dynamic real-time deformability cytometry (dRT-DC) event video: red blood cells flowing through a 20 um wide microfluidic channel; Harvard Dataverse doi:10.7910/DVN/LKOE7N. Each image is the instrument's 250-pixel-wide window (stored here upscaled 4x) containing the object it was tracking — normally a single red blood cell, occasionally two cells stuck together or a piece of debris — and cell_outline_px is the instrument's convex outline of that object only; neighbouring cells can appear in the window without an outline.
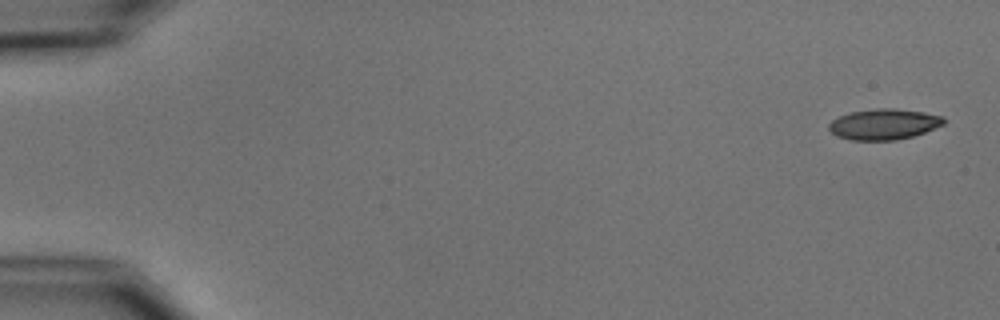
{"species": "common noctule bat (a hibernating species)", "species_latin": "Nyctalus noctula", "temperature_condition": "cold", "stored_images_in_passage": 6, "camera_frame_rate_fps": 3000, "um_per_image_px": 0.085, "animal": {"sex": "male", "body_mass_g": 15.6}, "frame": {"image": 1, "passage_image": 1, "time_ms": 0.0, "image_size_px": [1000, 320], "cell_outline_px": [[948, 120], [944, 124], [924, 132], [912, 136], [896, 140], [852, 140], [836, 136], [828, 128], [828, 124], [832, 120], [848, 112], [876, 108], [892, 108], [924, 112], [944, 116]], "centroid_in_image_um": [75.14, 10.55], "position_along_channel_um": 9.9, "area_um2": 20.69}}
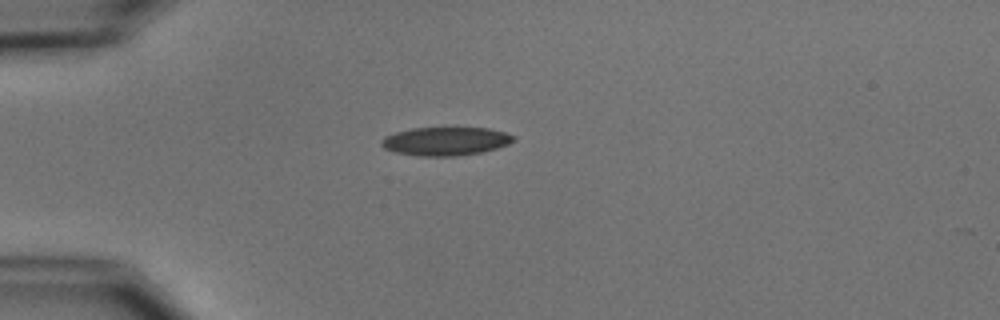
{"frame": {"image": 2, "passage_image": 4, "time_ms": 4.333, "image_size_px": [1000, 320], "cell_outline_px": [[516, 136], [508, 144], [496, 148], [480, 152], [456, 156], [416, 156], [396, 152], [384, 148], [380, 144], [380, 140], [384, 136], [396, 132], [412, 128], [488, 128], [508, 132]], "centroid_in_image_um": [37.86, 12.0], "position_along_channel_um": 47.1, "area_um2": 21.91}}